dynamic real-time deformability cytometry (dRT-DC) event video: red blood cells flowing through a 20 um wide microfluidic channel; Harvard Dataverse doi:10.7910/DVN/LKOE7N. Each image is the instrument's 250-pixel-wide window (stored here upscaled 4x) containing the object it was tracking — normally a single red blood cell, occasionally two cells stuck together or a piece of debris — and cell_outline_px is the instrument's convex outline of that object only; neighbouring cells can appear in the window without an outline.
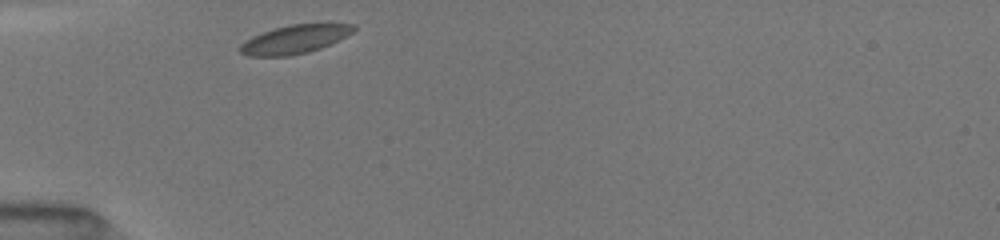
{"species": "common noctule bat (a hibernating species)", "species_latin": "Nyctalus noctula", "temperature_condition": "room temperature", "stored_images_in_passage": 34, "camera_frame_rate_fps": 3000, "um_per_image_px": 0.085, "animal": {"sex": "female", "body_mass_g": 19.5, "forearm_length_mm": 54.1}, "frame": {"image": 1, "passage_image": 1, "time_ms": 0.0, "image_size_px": [1000, 240], "cell_outline_px": [[356, 28], [352, 32], [320, 48], [308, 52], [288, 56], [248, 56], [240, 52], [240, 44], [244, 40], [252, 36], [288, 24], [320, 20], [328, 20], [356, 24]], "centroid_in_image_um": [25.13, 3.26], "position_along_channel_um": 59.9, "area_um2": 19.65}}
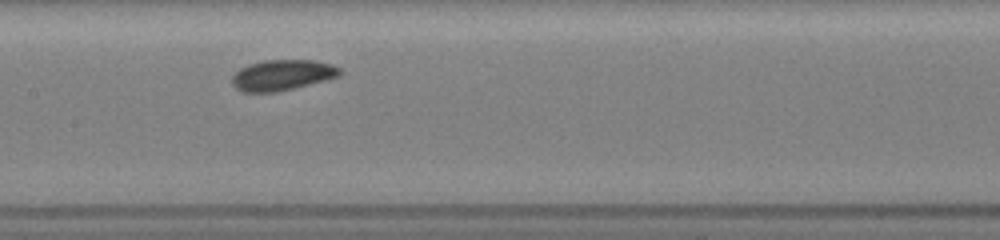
{"frame": {"image": 2, "passage_image": 12, "time_ms": 3.333, "image_size_px": [1000, 240], "cell_outline_px": [[344, 72], [340, 76], [276, 92], [244, 92], [236, 88], [232, 84], [232, 76], [240, 68], [248, 64], [264, 60], [316, 60], [332, 64], [340, 68]], "centroid_in_image_um": [24.0, 6.37], "position_along_channel_um": 183.4, "area_um2": 19.25}}
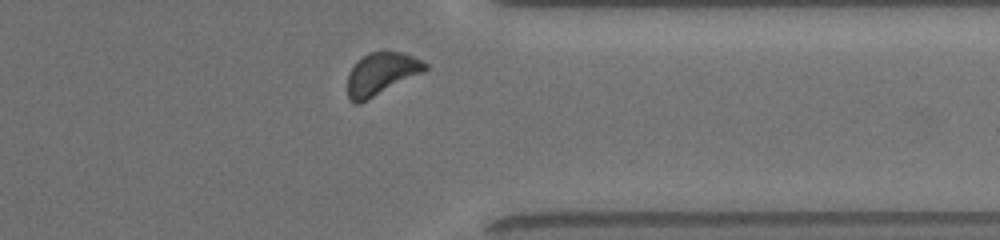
{"frame": {"image": 3, "passage_image": 29, "time_ms": 8.333, "image_size_px": [1000, 240], "cell_outline_px": [[428, 68], [424, 72], [360, 104], [356, 104], [348, 96], [348, 72], [368, 52], [384, 48], [404, 52], [428, 64]], "centroid_in_image_um": [32.44, 6.23], "position_along_channel_um": 379.0, "area_um2": 19.48}, "authors_computed_cell_mechanics": {"area_um2": 19.0162, "velocity_mm_per_s": 3.9644, "shape_relaxation_time_tau1_ms": 1.9673, "shape_relaxation_time_tau2_ms": null, "deformation_change_tau1": 0.056, "deformation_change_tau2": null}}